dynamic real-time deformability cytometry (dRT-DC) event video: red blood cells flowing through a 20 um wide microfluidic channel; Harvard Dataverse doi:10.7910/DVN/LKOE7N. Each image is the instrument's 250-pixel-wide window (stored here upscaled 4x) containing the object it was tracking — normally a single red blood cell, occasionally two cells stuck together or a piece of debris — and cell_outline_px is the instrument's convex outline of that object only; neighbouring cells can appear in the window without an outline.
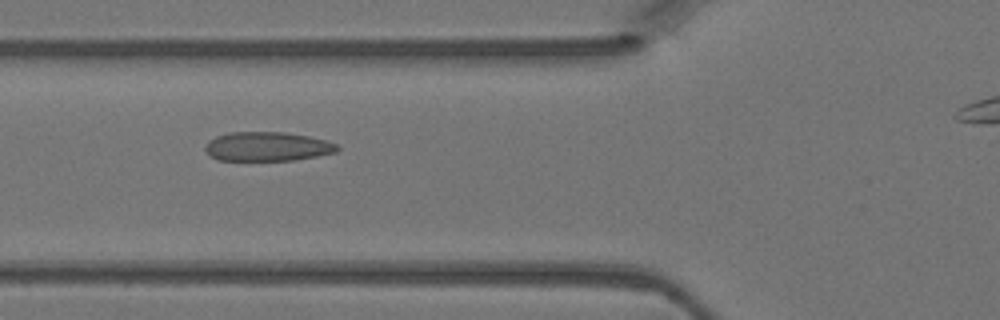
{"species": "Egyptian fruit bat (a non-hibernating species)", "species_latin": "Rousettus aegyptiacus", "temperature_condition": "warm", "stored_images_in_passage": 4, "camera_frame_rate_fps": 3000, "um_per_image_px": 0.085, "animal": {"sex": "female"}, "frame": {"image": 1, "passage_image": 4, "time_ms": 1.0, "image_size_px": [1000, 320], "cell_outline_px": [[340, 148], [336, 152], [316, 156], [292, 160], [216, 160], [204, 148], [208, 140], [216, 136], [228, 132], [284, 132], [308, 136], [324, 140], [336, 144]], "centroid_in_image_um": [22.7, 12.45], "position_along_channel_um": 103.1, "area_um2": 22.31}}